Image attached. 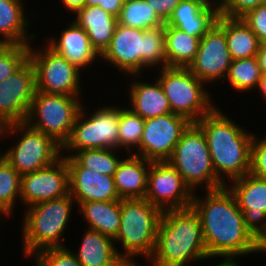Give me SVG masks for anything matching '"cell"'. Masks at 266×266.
I'll return each mask as SVG.
<instances>
[{"mask_svg":"<svg viewBox=\"0 0 266 266\" xmlns=\"http://www.w3.org/2000/svg\"><path fill=\"white\" fill-rule=\"evenodd\" d=\"M266 251V231L257 239V252Z\"/></svg>","mask_w":266,"mask_h":266,"instance_id":"44","label":"cell"},{"mask_svg":"<svg viewBox=\"0 0 266 266\" xmlns=\"http://www.w3.org/2000/svg\"><path fill=\"white\" fill-rule=\"evenodd\" d=\"M190 123L185 117L172 112L145 119L139 153L134 155L151 162L168 161L183 131Z\"/></svg>","mask_w":266,"mask_h":266,"instance_id":"13","label":"cell"},{"mask_svg":"<svg viewBox=\"0 0 266 266\" xmlns=\"http://www.w3.org/2000/svg\"><path fill=\"white\" fill-rule=\"evenodd\" d=\"M147 4L156 12L158 17L166 23L173 10L179 5L181 0H145Z\"/></svg>","mask_w":266,"mask_h":266,"instance_id":"40","label":"cell"},{"mask_svg":"<svg viewBox=\"0 0 266 266\" xmlns=\"http://www.w3.org/2000/svg\"><path fill=\"white\" fill-rule=\"evenodd\" d=\"M224 262L222 264L219 265H215V266H239L238 263H236L234 260H223Z\"/></svg>","mask_w":266,"mask_h":266,"instance_id":"47","label":"cell"},{"mask_svg":"<svg viewBox=\"0 0 266 266\" xmlns=\"http://www.w3.org/2000/svg\"><path fill=\"white\" fill-rule=\"evenodd\" d=\"M196 124L206 137L216 176L225 186L222 174L233 181L250 173L252 133L223 116L217 107Z\"/></svg>","mask_w":266,"mask_h":266,"instance_id":"3","label":"cell"},{"mask_svg":"<svg viewBox=\"0 0 266 266\" xmlns=\"http://www.w3.org/2000/svg\"><path fill=\"white\" fill-rule=\"evenodd\" d=\"M69 194V168L65 157L53 164L21 175V201L29 206Z\"/></svg>","mask_w":266,"mask_h":266,"instance_id":"17","label":"cell"},{"mask_svg":"<svg viewBox=\"0 0 266 266\" xmlns=\"http://www.w3.org/2000/svg\"><path fill=\"white\" fill-rule=\"evenodd\" d=\"M62 3L66 6V9L75 13L85 7V0H62Z\"/></svg>","mask_w":266,"mask_h":266,"instance_id":"43","label":"cell"},{"mask_svg":"<svg viewBox=\"0 0 266 266\" xmlns=\"http://www.w3.org/2000/svg\"><path fill=\"white\" fill-rule=\"evenodd\" d=\"M225 36L233 60L257 55L260 46L258 37L242 18L225 16Z\"/></svg>","mask_w":266,"mask_h":266,"instance_id":"29","label":"cell"},{"mask_svg":"<svg viewBox=\"0 0 266 266\" xmlns=\"http://www.w3.org/2000/svg\"><path fill=\"white\" fill-rule=\"evenodd\" d=\"M220 12L196 0H181L165 23L200 39L217 22Z\"/></svg>","mask_w":266,"mask_h":266,"instance_id":"20","label":"cell"},{"mask_svg":"<svg viewBox=\"0 0 266 266\" xmlns=\"http://www.w3.org/2000/svg\"><path fill=\"white\" fill-rule=\"evenodd\" d=\"M205 258L209 256L201 220L193 207L162 211L154 252L149 258L153 266H184Z\"/></svg>","mask_w":266,"mask_h":266,"instance_id":"2","label":"cell"},{"mask_svg":"<svg viewBox=\"0 0 266 266\" xmlns=\"http://www.w3.org/2000/svg\"><path fill=\"white\" fill-rule=\"evenodd\" d=\"M168 162L191 191L200 184H206V190L225 186L216 176L206 137L196 123H190L183 131Z\"/></svg>","mask_w":266,"mask_h":266,"instance_id":"7","label":"cell"},{"mask_svg":"<svg viewBox=\"0 0 266 266\" xmlns=\"http://www.w3.org/2000/svg\"><path fill=\"white\" fill-rule=\"evenodd\" d=\"M33 256L37 259V266H82L74 253L65 246L45 248Z\"/></svg>","mask_w":266,"mask_h":266,"instance_id":"36","label":"cell"},{"mask_svg":"<svg viewBox=\"0 0 266 266\" xmlns=\"http://www.w3.org/2000/svg\"><path fill=\"white\" fill-rule=\"evenodd\" d=\"M69 168V194L77 203L121 200L113 176L82 167L72 156H64Z\"/></svg>","mask_w":266,"mask_h":266,"instance_id":"19","label":"cell"},{"mask_svg":"<svg viewBox=\"0 0 266 266\" xmlns=\"http://www.w3.org/2000/svg\"><path fill=\"white\" fill-rule=\"evenodd\" d=\"M257 35L260 44H266V4L248 11L241 17Z\"/></svg>","mask_w":266,"mask_h":266,"instance_id":"37","label":"cell"},{"mask_svg":"<svg viewBox=\"0 0 266 266\" xmlns=\"http://www.w3.org/2000/svg\"><path fill=\"white\" fill-rule=\"evenodd\" d=\"M74 21L86 31L92 47L99 55L109 46L118 24L117 17L99 6H85L79 9Z\"/></svg>","mask_w":266,"mask_h":266,"instance_id":"24","label":"cell"},{"mask_svg":"<svg viewBox=\"0 0 266 266\" xmlns=\"http://www.w3.org/2000/svg\"><path fill=\"white\" fill-rule=\"evenodd\" d=\"M117 20L123 26L143 30L165 26L145 0H126Z\"/></svg>","mask_w":266,"mask_h":266,"instance_id":"30","label":"cell"},{"mask_svg":"<svg viewBox=\"0 0 266 266\" xmlns=\"http://www.w3.org/2000/svg\"><path fill=\"white\" fill-rule=\"evenodd\" d=\"M74 198L68 194L62 198L33 204L26 211L23 224V243L26 256L50 247H64L61 236L71 213Z\"/></svg>","mask_w":266,"mask_h":266,"instance_id":"6","label":"cell"},{"mask_svg":"<svg viewBox=\"0 0 266 266\" xmlns=\"http://www.w3.org/2000/svg\"><path fill=\"white\" fill-rule=\"evenodd\" d=\"M20 193L21 175L4 158L0 162V206L12 213L15 198H20Z\"/></svg>","mask_w":266,"mask_h":266,"instance_id":"34","label":"cell"},{"mask_svg":"<svg viewBox=\"0 0 266 266\" xmlns=\"http://www.w3.org/2000/svg\"><path fill=\"white\" fill-rule=\"evenodd\" d=\"M193 193L168 161L151 162L144 199L152 205L161 211L187 208L192 204Z\"/></svg>","mask_w":266,"mask_h":266,"instance_id":"14","label":"cell"},{"mask_svg":"<svg viewBox=\"0 0 266 266\" xmlns=\"http://www.w3.org/2000/svg\"><path fill=\"white\" fill-rule=\"evenodd\" d=\"M4 159V154H0V162Z\"/></svg>","mask_w":266,"mask_h":266,"instance_id":"50","label":"cell"},{"mask_svg":"<svg viewBox=\"0 0 266 266\" xmlns=\"http://www.w3.org/2000/svg\"><path fill=\"white\" fill-rule=\"evenodd\" d=\"M78 102L77 96L49 94L36 90L26 123L63 146L70 137L75 119L82 107Z\"/></svg>","mask_w":266,"mask_h":266,"instance_id":"9","label":"cell"},{"mask_svg":"<svg viewBox=\"0 0 266 266\" xmlns=\"http://www.w3.org/2000/svg\"><path fill=\"white\" fill-rule=\"evenodd\" d=\"M256 57L261 70V75H266V44H260Z\"/></svg>","mask_w":266,"mask_h":266,"instance_id":"42","label":"cell"},{"mask_svg":"<svg viewBox=\"0 0 266 266\" xmlns=\"http://www.w3.org/2000/svg\"><path fill=\"white\" fill-rule=\"evenodd\" d=\"M257 88L261 90L264 97H266V75H261Z\"/></svg>","mask_w":266,"mask_h":266,"instance_id":"45","label":"cell"},{"mask_svg":"<svg viewBox=\"0 0 266 266\" xmlns=\"http://www.w3.org/2000/svg\"><path fill=\"white\" fill-rule=\"evenodd\" d=\"M23 131L16 146L4 154L6 161L20 174L31 173L53 164L61 156L62 146L52 137L30 127L26 122L11 123L3 126L0 136L8 132ZM5 132V133H3Z\"/></svg>","mask_w":266,"mask_h":266,"instance_id":"10","label":"cell"},{"mask_svg":"<svg viewBox=\"0 0 266 266\" xmlns=\"http://www.w3.org/2000/svg\"><path fill=\"white\" fill-rule=\"evenodd\" d=\"M262 4H266V0H222L220 14L231 18H241L248 11Z\"/></svg>","mask_w":266,"mask_h":266,"instance_id":"38","label":"cell"},{"mask_svg":"<svg viewBox=\"0 0 266 266\" xmlns=\"http://www.w3.org/2000/svg\"><path fill=\"white\" fill-rule=\"evenodd\" d=\"M23 8L21 0H0V34L4 37L0 43L26 45L35 38L26 32L29 21L25 19Z\"/></svg>","mask_w":266,"mask_h":266,"instance_id":"27","label":"cell"},{"mask_svg":"<svg viewBox=\"0 0 266 266\" xmlns=\"http://www.w3.org/2000/svg\"><path fill=\"white\" fill-rule=\"evenodd\" d=\"M0 214H4L6 216L11 215L10 212L2 206H0Z\"/></svg>","mask_w":266,"mask_h":266,"instance_id":"49","label":"cell"},{"mask_svg":"<svg viewBox=\"0 0 266 266\" xmlns=\"http://www.w3.org/2000/svg\"><path fill=\"white\" fill-rule=\"evenodd\" d=\"M83 109L81 107L70 137L62 149L75 152L85 149H118L120 108L106 106L94 111L90 117L85 116Z\"/></svg>","mask_w":266,"mask_h":266,"instance_id":"11","label":"cell"},{"mask_svg":"<svg viewBox=\"0 0 266 266\" xmlns=\"http://www.w3.org/2000/svg\"><path fill=\"white\" fill-rule=\"evenodd\" d=\"M36 92L35 69L28 59L0 82V124L26 122Z\"/></svg>","mask_w":266,"mask_h":266,"instance_id":"16","label":"cell"},{"mask_svg":"<svg viewBox=\"0 0 266 266\" xmlns=\"http://www.w3.org/2000/svg\"><path fill=\"white\" fill-rule=\"evenodd\" d=\"M123 3V0H101L98 6L105 12L118 17L123 7Z\"/></svg>","mask_w":266,"mask_h":266,"instance_id":"41","label":"cell"},{"mask_svg":"<svg viewBox=\"0 0 266 266\" xmlns=\"http://www.w3.org/2000/svg\"><path fill=\"white\" fill-rule=\"evenodd\" d=\"M232 57L225 36V16L220 14L213 27L200 39L189 70L204 83L226 78Z\"/></svg>","mask_w":266,"mask_h":266,"instance_id":"15","label":"cell"},{"mask_svg":"<svg viewBox=\"0 0 266 266\" xmlns=\"http://www.w3.org/2000/svg\"><path fill=\"white\" fill-rule=\"evenodd\" d=\"M232 183L228 188L243 212L245 227L257 240L266 231V179L248 173Z\"/></svg>","mask_w":266,"mask_h":266,"instance_id":"18","label":"cell"},{"mask_svg":"<svg viewBox=\"0 0 266 266\" xmlns=\"http://www.w3.org/2000/svg\"><path fill=\"white\" fill-rule=\"evenodd\" d=\"M196 1H199V2L202 3L203 5H205V6L209 7V8L216 9V10H218V11L220 12V4H221V1H222V0H220V1H219L220 3H218V5L216 4V6H214L213 3H211L210 0H196ZM211 4H212V5H211ZM212 6H213V7H212Z\"/></svg>","mask_w":266,"mask_h":266,"instance_id":"46","label":"cell"},{"mask_svg":"<svg viewBox=\"0 0 266 266\" xmlns=\"http://www.w3.org/2000/svg\"><path fill=\"white\" fill-rule=\"evenodd\" d=\"M101 0H85V6H98Z\"/></svg>","mask_w":266,"mask_h":266,"instance_id":"48","label":"cell"},{"mask_svg":"<svg viewBox=\"0 0 266 266\" xmlns=\"http://www.w3.org/2000/svg\"><path fill=\"white\" fill-rule=\"evenodd\" d=\"M250 173L266 179V137L258 141L255 135L253 136Z\"/></svg>","mask_w":266,"mask_h":266,"instance_id":"39","label":"cell"},{"mask_svg":"<svg viewBox=\"0 0 266 266\" xmlns=\"http://www.w3.org/2000/svg\"><path fill=\"white\" fill-rule=\"evenodd\" d=\"M119 70L135 75L146 66H167L164 26L136 29L117 24L109 46L100 55Z\"/></svg>","mask_w":266,"mask_h":266,"instance_id":"4","label":"cell"},{"mask_svg":"<svg viewBox=\"0 0 266 266\" xmlns=\"http://www.w3.org/2000/svg\"><path fill=\"white\" fill-rule=\"evenodd\" d=\"M30 45L0 43V82L17 71L28 59Z\"/></svg>","mask_w":266,"mask_h":266,"instance_id":"35","label":"cell"},{"mask_svg":"<svg viewBox=\"0 0 266 266\" xmlns=\"http://www.w3.org/2000/svg\"><path fill=\"white\" fill-rule=\"evenodd\" d=\"M150 164L151 161L133 153L119 162L113 178L120 199L145 198Z\"/></svg>","mask_w":266,"mask_h":266,"instance_id":"22","label":"cell"},{"mask_svg":"<svg viewBox=\"0 0 266 266\" xmlns=\"http://www.w3.org/2000/svg\"><path fill=\"white\" fill-rule=\"evenodd\" d=\"M261 70L257 57L233 60L226 75L230 85L239 91L258 86Z\"/></svg>","mask_w":266,"mask_h":266,"instance_id":"31","label":"cell"},{"mask_svg":"<svg viewBox=\"0 0 266 266\" xmlns=\"http://www.w3.org/2000/svg\"><path fill=\"white\" fill-rule=\"evenodd\" d=\"M131 111L143 119L162 116L171 113L169 101L156 80V84L135 82L130 86Z\"/></svg>","mask_w":266,"mask_h":266,"instance_id":"25","label":"cell"},{"mask_svg":"<svg viewBox=\"0 0 266 266\" xmlns=\"http://www.w3.org/2000/svg\"><path fill=\"white\" fill-rule=\"evenodd\" d=\"M158 81L166 95L171 111L196 123L209 114L215 105L203 88L204 82L193 74L188 67L161 68Z\"/></svg>","mask_w":266,"mask_h":266,"instance_id":"8","label":"cell"},{"mask_svg":"<svg viewBox=\"0 0 266 266\" xmlns=\"http://www.w3.org/2000/svg\"><path fill=\"white\" fill-rule=\"evenodd\" d=\"M206 192L205 199L193 194L191 206L201 220L208 256L234 260L257 252V240L245 227L243 212L228 186Z\"/></svg>","mask_w":266,"mask_h":266,"instance_id":"1","label":"cell"},{"mask_svg":"<svg viewBox=\"0 0 266 266\" xmlns=\"http://www.w3.org/2000/svg\"><path fill=\"white\" fill-rule=\"evenodd\" d=\"M116 149H85L72 156L82 167L100 174L113 176L121 159L114 155Z\"/></svg>","mask_w":266,"mask_h":266,"instance_id":"32","label":"cell"},{"mask_svg":"<svg viewBox=\"0 0 266 266\" xmlns=\"http://www.w3.org/2000/svg\"><path fill=\"white\" fill-rule=\"evenodd\" d=\"M70 24L67 29L62 30L59 40L55 38L49 40L48 47L63 56L78 69L84 68L100 55L92 47L86 31L75 21Z\"/></svg>","mask_w":266,"mask_h":266,"instance_id":"21","label":"cell"},{"mask_svg":"<svg viewBox=\"0 0 266 266\" xmlns=\"http://www.w3.org/2000/svg\"><path fill=\"white\" fill-rule=\"evenodd\" d=\"M144 122L141 116L133 113L130 109L120 108L118 125L119 147H125L131 153L130 147H137L139 152L140 140L144 130Z\"/></svg>","mask_w":266,"mask_h":266,"instance_id":"33","label":"cell"},{"mask_svg":"<svg viewBox=\"0 0 266 266\" xmlns=\"http://www.w3.org/2000/svg\"><path fill=\"white\" fill-rule=\"evenodd\" d=\"M29 60L35 69L36 90L49 94L78 96L80 70L50 47L33 50L29 47Z\"/></svg>","mask_w":266,"mask_h":266,"instance_id":"12","label":"cell"},{"mask_svg":"<svg viewBox=\"0 0 266 266\" xmlns=\"http://www.w3.org/2000/svg\"><path fill=\"white\" fill-rule=\"evenodd\" d=\"M88 229L96 230L114 239L119 231L121 218V200L91 201L78 203Z\"/></svg>","mask_w":266,"mask_h":266,"instance_id":"26","label":"cell"},{"mask_svg":"<svg viewBox=\"0 0 266 266\" xmlns=\"http://www.w3.org/2000/svg\"><path fill=\"white\" fill-rule=\"evenodd\" d=\"M162 211L146 199H121L119 231L114 238L123 245V260L128 266H137L133 256H152L156 243L157 228Z\"/></svg>","mask_w":266,"mask_h":266,"instance_id":"5","label":"cell"},{"mask_svg":"<svg viewBox=\"0 0 266 266\" xmlns=\"http://www.w3.org/2000/svg\"><path fill=\"white\" fill-rule=\"evenodd\" d=\"M164 33L167 66L189 67L196 57L200 38L169 25L164 26Z\"/></svg>","mask_w":266,"mask_h":266,"instance_id":"28","label":"cell"},{"mask_svg":"<svg viewBox=\"0 0 266 266\" xmlns=\"http://www.w3.org/2000/svg\"><path fill=\"white\" fill-rule=\"evenodd\" d=\"M114 239L89 229L81 242L79 252L74 254L82 266H128L115 245Z\"/></svg>","mask_w":266,"mask_h":266,"instance_id":"23","label":"cell"}]
</instances>
